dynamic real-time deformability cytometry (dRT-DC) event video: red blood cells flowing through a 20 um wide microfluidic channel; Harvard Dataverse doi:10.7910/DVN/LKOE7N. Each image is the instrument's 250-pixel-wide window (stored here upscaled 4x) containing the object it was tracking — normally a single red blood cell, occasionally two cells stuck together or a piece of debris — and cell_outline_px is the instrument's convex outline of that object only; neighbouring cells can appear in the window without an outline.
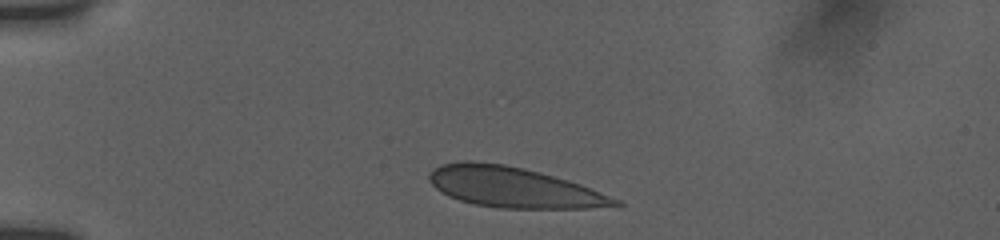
{"species": "human", "species_latin": "Homo sapiens", "temperature_condition": "room temperature", "stored_images_in_passage": 6, "camera_frame_rate_fps": 3000, "um_per_image_px": 0.085, "donor": {"sex": "female"}, "frame": {"image": 1, "passage_image": 2, "time_ms": 0.667, "image_size_px": [1000, 240], "cell_outline_px": [[624, 204], [620, 208], [500, 208], [476, 204], [460, 200], [448, 196], [440, 192], [428, 180], [428, 172], [440, 164], [464, 160], [472, 160], [504, 164], [524, 168], [540, 172], [568, 180], [580, 184], [620, 200]], "centroid_in_image_um": [43.67, 15.92], "position_along_channel_um": 41.3, "area_um2": 44.16}}
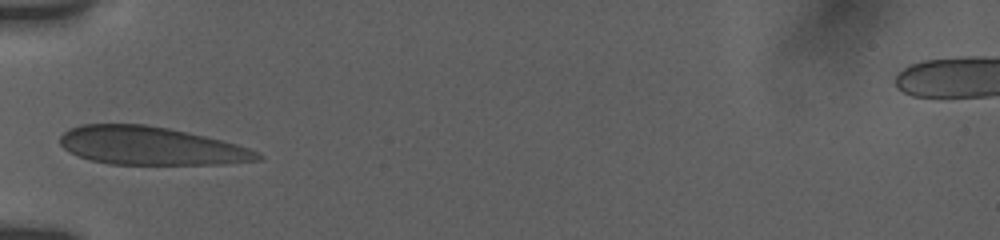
{"frame": {"image": 2, "passage_image": 4, "time_ms": 2.667, "image_size_px": [1000, 240], "cell_outline_px": [[264, 156], [260, 160], [224, 164], [108, 164], [92, 160], [80, 156], [64, 148], [60, 144], [60, 136], [68, 128], [80, 124], [144, 124], [168, 128], [188, 132], [236, 144], [260, 152]], "centroid_in_image_um": [12.82, 12.39], "position_along_channel_um": 72.2, "area_um2": 43.87}}
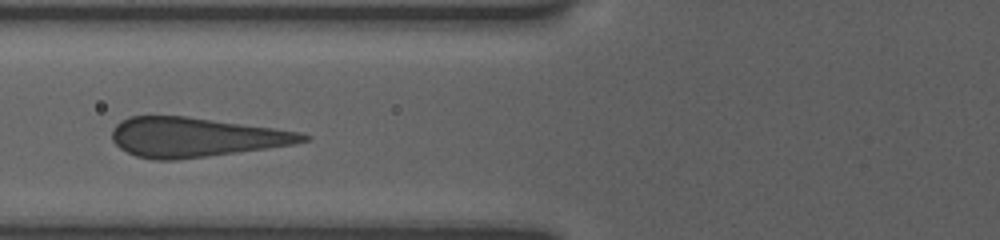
{"frame": {"image": 3, "passage_image": 5, "time_ms": 3.667, "image_size_px": [1000, 240], "cell_outline_px": [[312, 140], [292, 144], [236, 152], [176, 160], [152, 160], [136, 156], [120, 148], [112, 140], [112, 128], [120, 120], [128, 116], [184, 116], [272, 128], [300, 132], [312, 136]], "centroid_in_image_um": [16.56, 11.66], "position_along_channel_um": 109.2, "area_um2": 43.52}}